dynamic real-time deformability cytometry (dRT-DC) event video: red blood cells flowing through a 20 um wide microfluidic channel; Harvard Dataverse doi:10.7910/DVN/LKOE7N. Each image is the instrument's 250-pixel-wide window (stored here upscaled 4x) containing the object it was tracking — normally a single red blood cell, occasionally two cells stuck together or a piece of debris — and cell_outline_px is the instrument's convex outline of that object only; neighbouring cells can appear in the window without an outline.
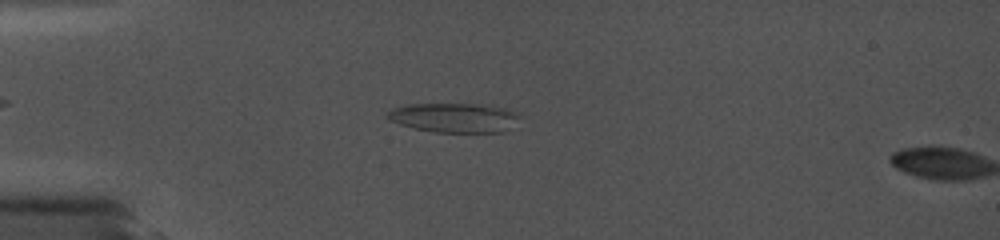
{"species": "common noctule bat (a hibernating species)", "species_latin": "Nyctalus noctula", "temperature_condition": "cold", "stored_images_in_passage": 11, "camera_frame_rate_fps": 5000, "um_per_image_px": 0.085, "animal": {"sex": "female", "body_mass_g": 19.0, "forearm_length_mm": 56.7}, "frame": {"image": 1, "passage_image": 10, "time_ms": 3.2, "image_size_px": [1000, 240], "cell_outline_px": [[520, 116], [504, 132], [436, 132], [412, 128], [388, 120], [384, 116], [392, 108], [408, 104], [488, 104], [508, 108], [516, 112]], "centroid_in_image_um": [38.58, 9.99], "position_along_channel_um": 46.4, "area_um2": 22.83}}